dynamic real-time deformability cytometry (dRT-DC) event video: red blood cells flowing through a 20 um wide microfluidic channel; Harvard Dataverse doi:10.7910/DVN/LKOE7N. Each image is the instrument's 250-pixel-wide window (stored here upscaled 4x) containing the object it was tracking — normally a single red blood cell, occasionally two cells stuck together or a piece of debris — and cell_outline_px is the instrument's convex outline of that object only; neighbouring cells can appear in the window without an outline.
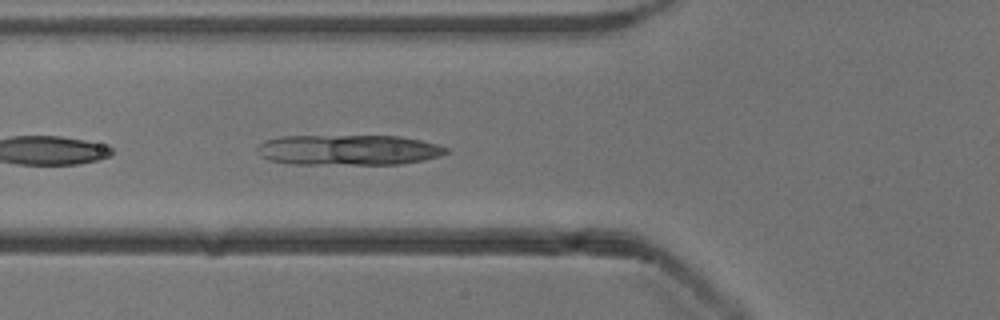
{"species": "common noctule bat (a hibernating species)", "species_latin": "Nyctalus noctula", "temperature_condition": "cold", "stored_images_in_passage": 36, "camera_frame_rate_fps": 3000, "um_per_image_px": 0.085, "animal": {"sex": "male", "body_mass_g": 13.3}, "frame": {"image": 1, "passage_image": 18, "time_ms": 5.667, "image_size_px": [1000, 320], "cell_outline_px": [[448, 152], [440, 156], [424, 160], [400, 164], [292, 164], [268, 160], [260, 156], [256, 148], [264, 140], [280, 136], [400, 136], [420, 140], [436, 144], [448, 148]], "centroid_in_image_um": [29.59, 12.75], "position_along_channel_um": 96.2, "area_um2": 33.64}}
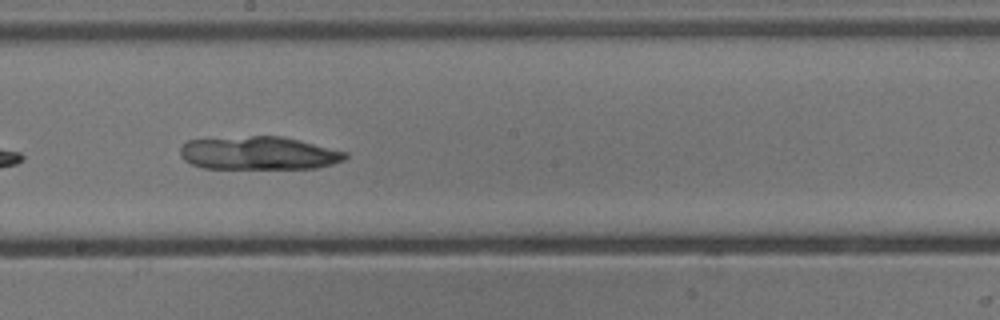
{"frame": {"image": 2, "passage_image": 28, "time_ms": 9.0, "image_size_px": [1000, 320], "cell_outline_px": [[348, 156], [344, 160], [332, 164], [316, 168], [204, 168], [192, 164], [184, 160], [180, 156], [180, 148], [188, 140], [252, 136], [280, 136], [348, 152]], "centroid_in_image_um": [21.99, 13.02], "position_along_channel_um": 226.2, "area_um2": 31.67}}
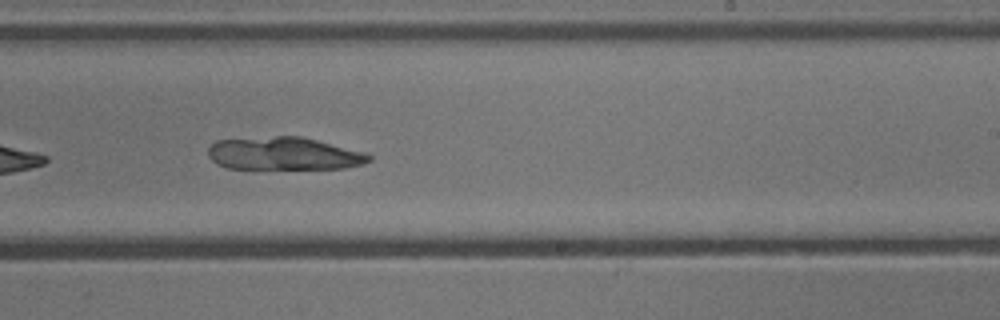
{"frame": {"image": 3, "passage_image": 31, "time_ms": 10.0, "image_size_px": [1000, 320], "cell_outline_px": [[372, 160], [364, 164], [344, 168], [228, 168], [216, 164], [208, 156], [208, 148], [216, 140], [276, 136], [300, 136], [316, 140], [360, 152], [372, 156]], "centroid_in_image_um": [24.08, 13.06], "position_along_channel_um": 264.9, "area_um2": 30.35}}